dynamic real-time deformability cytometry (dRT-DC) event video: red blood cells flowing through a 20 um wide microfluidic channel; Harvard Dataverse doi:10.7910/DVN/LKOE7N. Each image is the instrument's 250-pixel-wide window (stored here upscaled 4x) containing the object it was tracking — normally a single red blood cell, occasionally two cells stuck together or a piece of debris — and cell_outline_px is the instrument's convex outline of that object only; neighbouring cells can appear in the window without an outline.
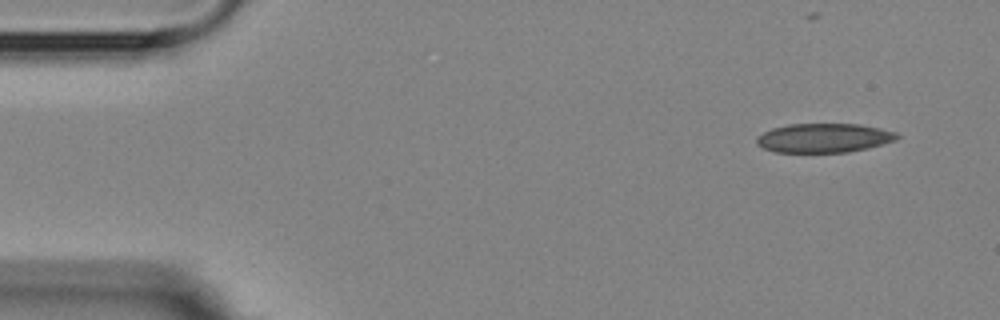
{"species": "Egyptian fruit bat (a non-hibernating species)", "species_latin": "Rousettus aegyptiacus", "temperature_condition": "room temperature", "stored_images_in_passage": 4, "camera_frame_rate_fps": 3000, "um_per_image_px": 0.085, "animal": {"sex": "female"}, "frame": {"image": 1, "passage_image": 1, "time_ms": 0.0, "image_size_px": [1000, 320], "cell_outline_px": [[900, 136], [896, 140], [868, 148], [848, 152], [776, 152], [764, 148], [756, 144], [756, 136], [772, 128], [788, 124], [860, 124], [880, 128], [896, 132]], "centroid_in_image_um": [70.03, 11.72], "position_along_channel_um": 15.0, "area_um2": 23.87}}